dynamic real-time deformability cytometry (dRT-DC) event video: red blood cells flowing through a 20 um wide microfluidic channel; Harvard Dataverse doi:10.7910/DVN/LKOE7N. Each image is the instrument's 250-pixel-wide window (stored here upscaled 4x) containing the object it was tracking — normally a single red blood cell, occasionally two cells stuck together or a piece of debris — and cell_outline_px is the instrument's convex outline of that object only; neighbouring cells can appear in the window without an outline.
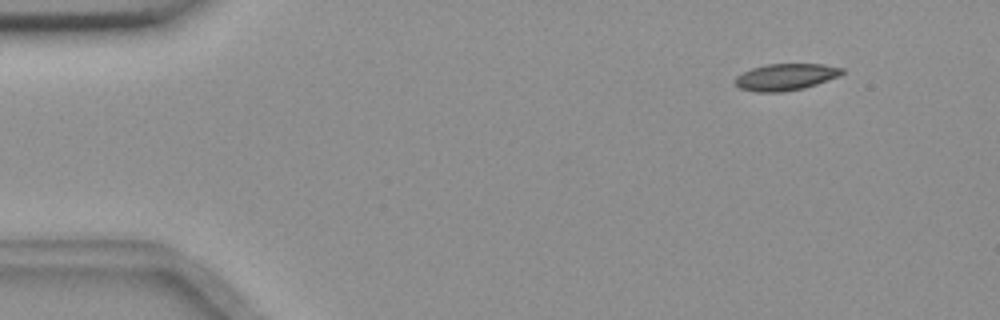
{"species": "common noctule bat (a hibernating species)", "species_latin": "Nyctalus noctula", "temperature_condition": "room temperature", "stored_images_in_passage": 5, "camera_frame_rate_fps": 3000, "um_per_image_px": 0.085, "animal": {"sex": "female", "body_mass_g": 18.4}, "frame": {"image": 1, "passage_image": 2, "time_ms": 0.333, "image_size_px": [1000, 320], "cell_outline_px": [[844, 72], [840, 76], [804, 88], [784, 92], [756, 92], [740, 88], [736, 84], [736, 76], [752, 68], [768, 64], [824, 64], [844, 68]], "centroid_in_image_um": [66.82, 6.54], "position_along_channel_um": 18.2, "area_um2": 16.59}}